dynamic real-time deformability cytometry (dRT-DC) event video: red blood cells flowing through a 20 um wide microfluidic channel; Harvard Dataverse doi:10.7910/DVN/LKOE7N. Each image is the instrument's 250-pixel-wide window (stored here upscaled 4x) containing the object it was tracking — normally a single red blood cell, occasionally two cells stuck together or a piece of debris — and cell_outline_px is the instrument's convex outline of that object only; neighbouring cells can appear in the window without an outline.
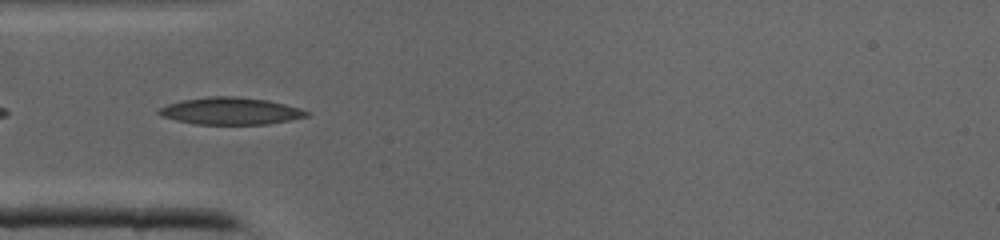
{"species": "common noctule bat (a hibernating species)", "species_latin": "Nyctalus noctula", "temperature_condition": "cold", "stored_images_in_passage": 7, "camera_frame_rate_fps": 3000, "um_per_image_px": 0.085, "animal": {"sex": "male", "body_mass_g": 19.0, "forearm_length_mm": 50.8}, "frame": {"image": 1, "passage_image": 1, "time_ms": 0.0, "image_size_px": [1000, 240], "cell_outline_px": [[308, 116], [268, 124], [196, 124], [176, 120], [160, 116], [156, 112], [160, 108], [168, 104], [184, 100], [212, 96], [236, 96], [268, 100], [300, 108], [308, 112]], "centroid_in_image_um": [19.58, 9.44], "position_along_channel_um": 65.4, "area_um2": 23.12}}